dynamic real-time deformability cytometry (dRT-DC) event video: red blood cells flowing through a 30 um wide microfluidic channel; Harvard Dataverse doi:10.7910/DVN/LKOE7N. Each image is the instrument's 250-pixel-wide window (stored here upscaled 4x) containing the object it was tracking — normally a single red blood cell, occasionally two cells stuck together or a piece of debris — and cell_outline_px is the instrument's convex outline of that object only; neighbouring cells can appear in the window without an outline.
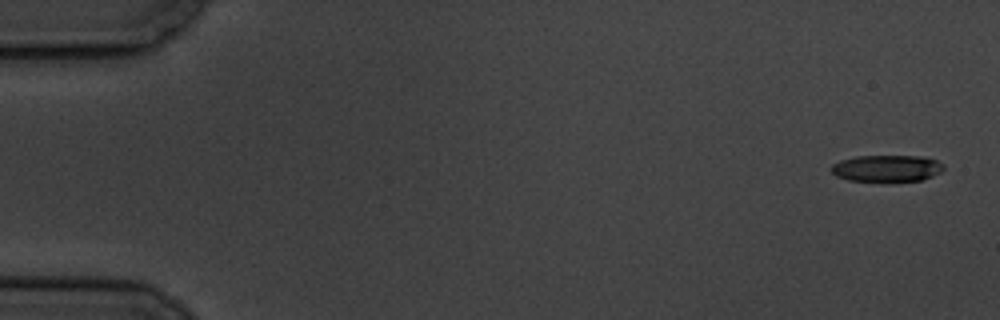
{"species": "common noctule bat (a hibernating species)", "species_latin": "Nyctalus noctula", "temperature_condition": "cold", "stored_images_in_passage": 6, "camera_frame_rate_fps": 3000, "um_per_image_px": 0.085, "animal": {"sex": "male", "body_mass_g": 19.5, "forearm_length_mm": 54.6}, "frame": {"image": 1, "passage_image": 1, "time_ms": 0.0, "image_size_px": [1000, 320], "cell_outline_px": [[944, 168], [940, 172], [924, 180], [880, 184], [848, 180], [836, 176], [828, 168], [832, 164], [840, 160], [856, 156], [920, 156], [936, 160], [944, 164]], "centroid_in_image_um": [75.34, 14.35], "position_along_channel_um": 9.7, "area_um2": 18.38}}
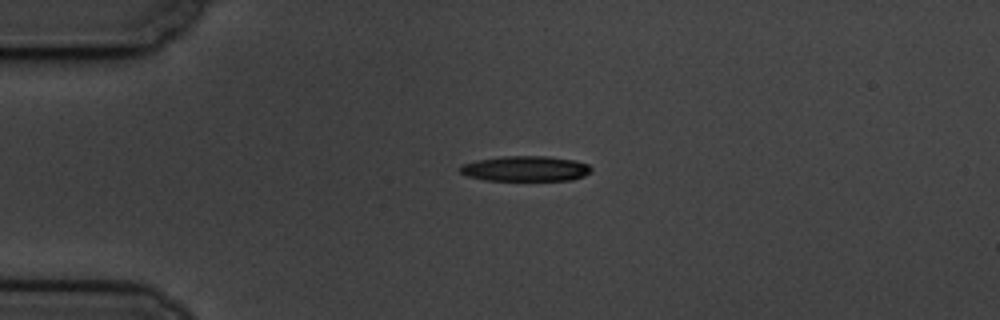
{"frame": {"image": 2, "passage_image": 4, "time_ms": 4.0, "image_size_px": [1000, 320], "cell_outline_px": [[592, 172], [584, 176], [572, 180], [484, 180], [468, 176], [460, 172], [460, 168], [464, 164], [476, 160], [504, 156], [548, 156], [576, 160], [588, 164], [592, 168]], "centroid_in_image_um": [44.72, 14.33], "position_along_channel_um": 40.3, "area_um2": 19.36}}
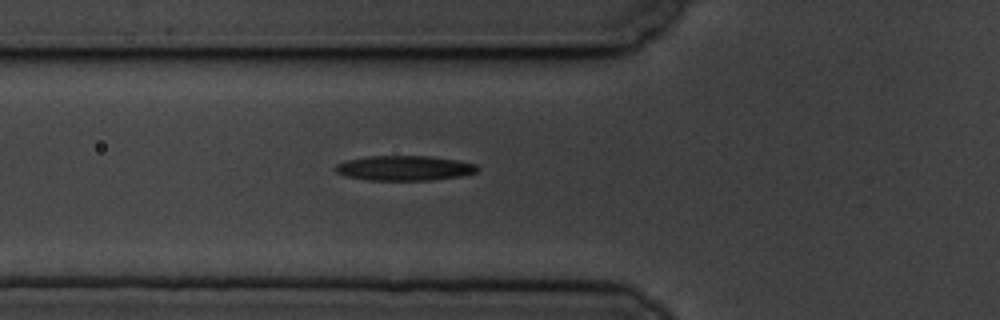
{"frame": {"image": 3, "passage_image": 6, "time_ms": 6.333, "image_size_px": [1000, 320], "cell_outline_px": [[480, 168], [476, 172], [460, 176], [432, 180], [368, 180], [348, 176], [336, 172], [336, 164], [348, 160], [368, 156], [428, 156], [456, 160], [476, 164]], "centroid_in_image_um": [34.4, 14.29], "position_along_channel_um": 91.4, "area_um2": 20.4}}